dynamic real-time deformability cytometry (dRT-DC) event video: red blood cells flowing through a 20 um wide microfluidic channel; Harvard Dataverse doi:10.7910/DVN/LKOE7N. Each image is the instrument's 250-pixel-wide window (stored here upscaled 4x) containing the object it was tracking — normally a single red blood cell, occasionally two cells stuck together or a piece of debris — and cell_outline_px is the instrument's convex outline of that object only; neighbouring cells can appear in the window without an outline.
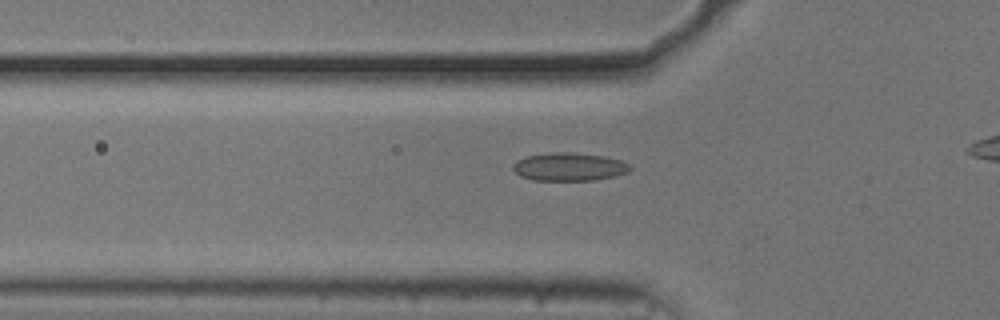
{"species": "common noctule bat (a hibernating species)", "species_latin": "Nyctalus noctula", "temperature_condition": "cold", "stored_images_in_passage": 40, "camera_frame_rate_fps": 3000, "um_per_image_px": 0.085, "animal": {"sex": "male", "body_mass_g": 20.5, "forearm_length_mm": 52.5}, "frame": {"image": 1, "passage_image": 13, "time_ms": 4.0, "image_size_px": [1000, 320], "cell_outline_px": [[632, 168], [628, 172], [616, 176], [596, 180], [532, 180], [520, 176], [512, 168], [512, 164], [516, 160], [528, 156], [552, 152], [572, 152], [604, 156], [620, 160], [628, 164]], "centroid_in_image_um": [48.37, 14.18], "position_along_channel_um": 77.4, "area_um2": 19.25}}
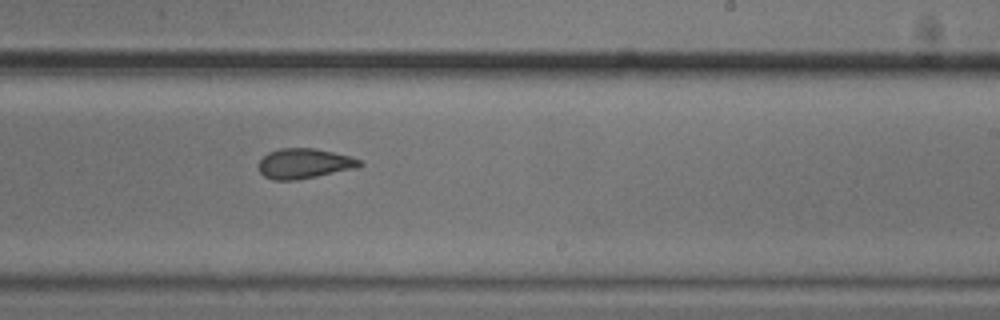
{"frame": {"image": 2, "passage_image": 28, "time_ms": 9.0, "image_size_px": [1000, 320], "cell_outline_px": [[364, 164], [360, 168], [296, 180], [272, 180], [264, 176], [260, 172], [260, 160], [268, 152], [280, 148], [316, 148], [352, 156], [360, 160]], "centroid_in_image_um": [25.92, 13.9], "position_along_channel_um": 263.1, "area_um2": 17.92}}
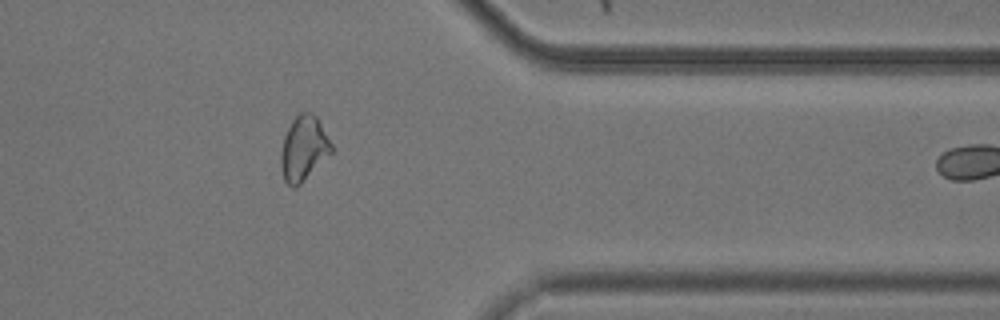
{"frame": {"image": 3, "passage_image": 39, "time_ms": 12.667, "image_size_px": [1000, 320], "cell_outline_px": [[332, 152], [296, 188], [292, 188], [284, 180], [280, 168], [280, 156], [284, 136], [292, 120], [300, 112], [312, 112], [316, 116], [332, 144]], "centroid_in_image_um": [25.79, 12.62], "position_along_channel_um": 385.6, "area_um2": 18.96}}